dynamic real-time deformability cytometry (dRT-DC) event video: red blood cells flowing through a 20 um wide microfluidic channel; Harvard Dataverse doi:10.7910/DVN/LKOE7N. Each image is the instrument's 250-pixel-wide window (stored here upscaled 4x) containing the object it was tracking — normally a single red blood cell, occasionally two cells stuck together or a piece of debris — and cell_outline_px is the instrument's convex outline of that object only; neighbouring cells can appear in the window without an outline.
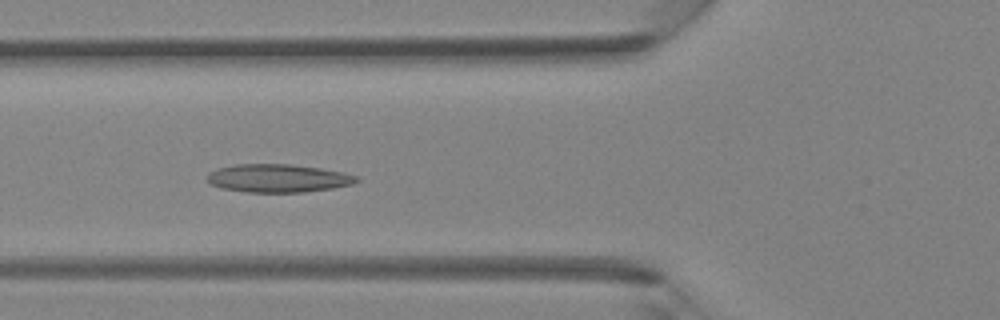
{"species": "Egyptian fruit bat (a non-hibernating species)", "species_latin": "Rousettus aegyptiacus", "temperature_condition": "room temperature", "stored_images_in_passage": 42, "camera_frame_rate_fps": 3000, "um_per_image_px": 0.085, "animal": {"sex": "female"}, "frame": {"image": 1, "passage_image": 16, "time_ms": 5.0, "image_size_px": [1000, 320], "cell_outline_px": [[360, 180], [352, 184], [332, 188], [304, 192], [248, 192], [220, 188], [212, 184], [208, 180], [208, 172], [216, 168], [232, 164], [292, 164], [320, 168], [344, 172], [356, 176]], "centroid_in_image_um": [23.62, 15.14], "position_along_channel_um": 102.2, "area_um2": 24.57}}
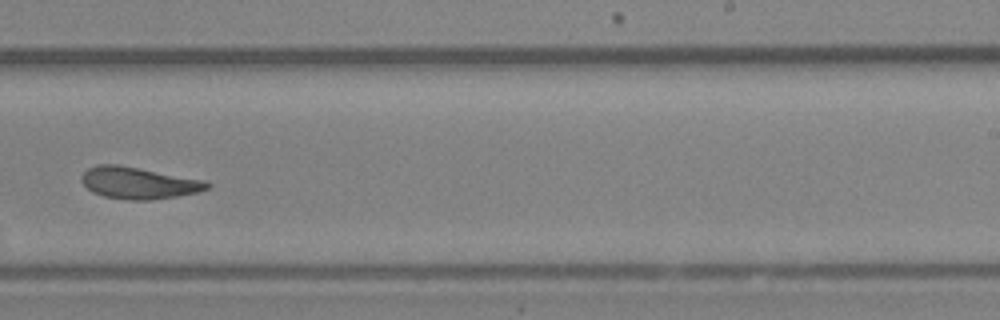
{"frame": {"image": 2, "passage_image": 27, "time_ms": 8.667, "image_size_px": [1000, 320], "cell_outline_px": [[212, 184], [208, 188], [196, 192], [176, 196], [152, 200], [128, 200], [104, 196], [92, 192], [80, 180], [80, 176], [88, 168], [96, 164], [116, 164], [204, 180]], "centroid_in_image_um": [11.74, 15.55], "position_along_channel_um": 277.3, "area_um2": 23.06}}
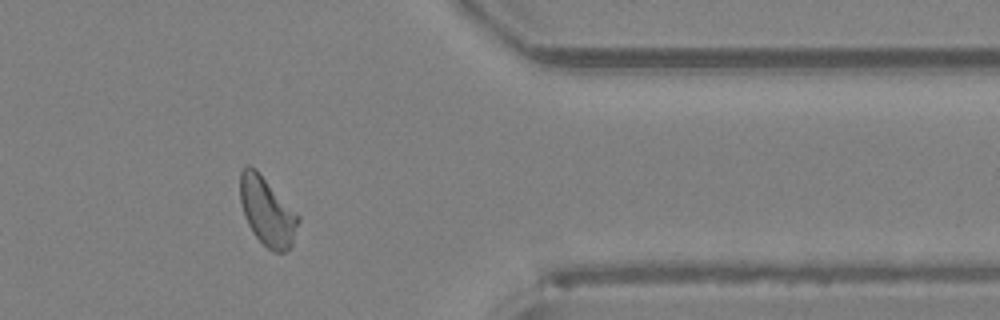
{"frame": {"image": 3, "passage_image": 35, "time_ms": 11.333, "image_size_px": [1000, 320], "cell_outline_px": [[300, 220], [292, 244], [284, 252], [272, 252], [252, 232], [244, 216], [240, 200], [240, 172], [248, 164], [256, 168], [300, 216]], "centroid_in_image_um": [22.71, 17.95], "position_along_channel_um": 388.7, "area_um2": 23.18}}